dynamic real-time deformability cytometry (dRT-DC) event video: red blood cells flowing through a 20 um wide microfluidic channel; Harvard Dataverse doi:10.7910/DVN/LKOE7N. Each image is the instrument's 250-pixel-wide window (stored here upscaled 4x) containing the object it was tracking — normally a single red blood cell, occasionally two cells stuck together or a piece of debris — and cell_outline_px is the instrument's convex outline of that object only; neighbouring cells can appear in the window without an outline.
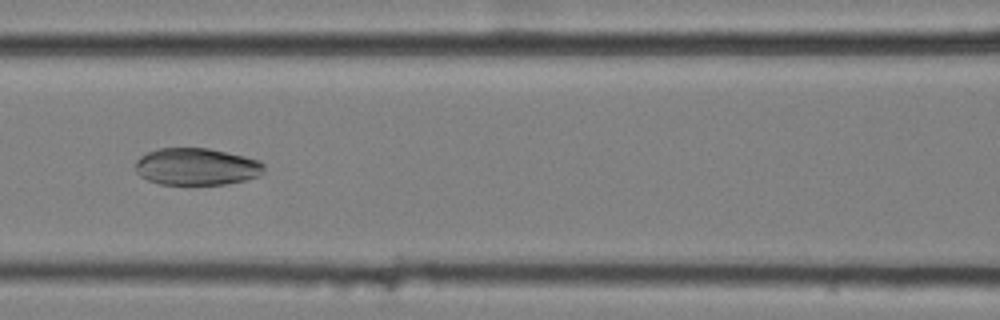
{"species": "common noctule bat (a hibernating species)", "species_latin": "Nyctalus noctula", "temperature_condition": "cold", "stored_images_in_passage": 7, "camera_frame_rate_fps": 3000, "um_per_image_px": 0.085, "animal": {"sex": "female", "body_mass_g": 25.1}, "frame": {"image": 1, "passage_image": 7, "time_ms": 2.0, "image_size_px": [1000, 320], "cell_outline_px": [[264, 172], [260, 176], [244, 180], [224, 184], [160, 184], [148, 180], [140, 176], [136, 172], [136, 160], [140, 156], [156, 148], [208, 148], [244, 156], [260, 160], [264, 164]], "centroid_in_image_um": [16.71, 14.16], "position_along_channel_um": 149.9, "area_um2": 27.86}}